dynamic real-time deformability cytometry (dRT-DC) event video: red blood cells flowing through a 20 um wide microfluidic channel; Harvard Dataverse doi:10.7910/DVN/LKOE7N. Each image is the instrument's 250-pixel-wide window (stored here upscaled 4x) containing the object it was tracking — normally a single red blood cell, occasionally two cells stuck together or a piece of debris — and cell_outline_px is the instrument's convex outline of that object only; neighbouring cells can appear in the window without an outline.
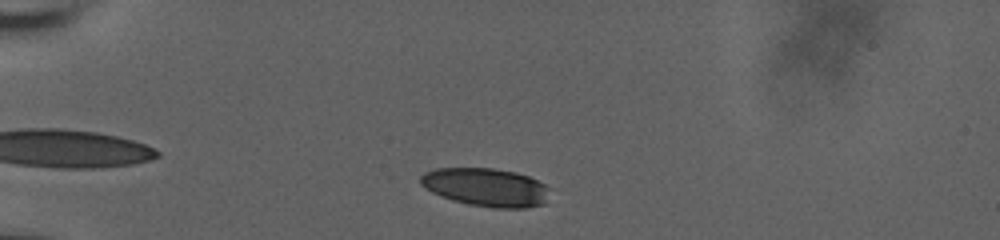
{"species": "human", "species_latin": "Homo sapiens", "temperature_condition": "room temperature", "stored_images_in_passage": 46, "camera_frame_rate_fps": 3000, "um_per_image_px": 0.085, "donor": {"sex": "male"}, "frame": {"image": 1, "passage_image": 4, "time_ms": 1.0, "image_size_px": [1000, 240], "cell_outline_px": [[548, 188], [544, 204], [524, 208], [492, 208], [468, 204], [452, 200], [432, 192], [420, 184], [420, 176], [424, 172], [436, 168], [492, 168], [516, 172], [528, 176], [544, 184]], "centroid_in_image_um": [41.27, 15.91], "position_along_channel_um": 43.7, "area_um2": 28.73}}
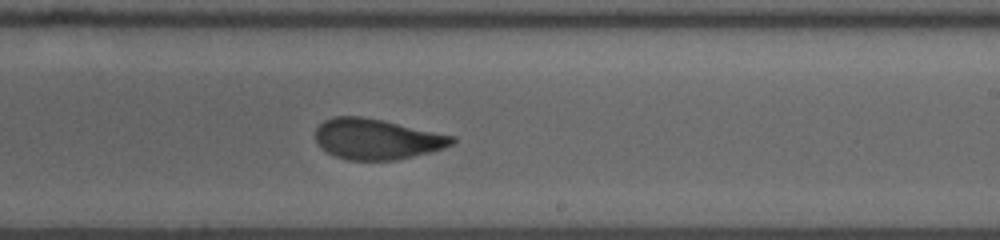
{"frame": {"image": 2, "passage_image": 25, "time_ms": 8.0, "image_size_px": [1000, 240], "cell_outline_px": [[456, 140], [452, 144], [444, 148], [432, 152], [396, 160], [348, 160], [336, 156], [320, 148], [316, 140], [316, 128], [324, 120], [332, 116], [360, 116], [380, 120], [456, 136]], "centroid_in_image_um": [32.03, 11.83], "position_along_channel_um": 257.0, "area_um2": 32.25}}
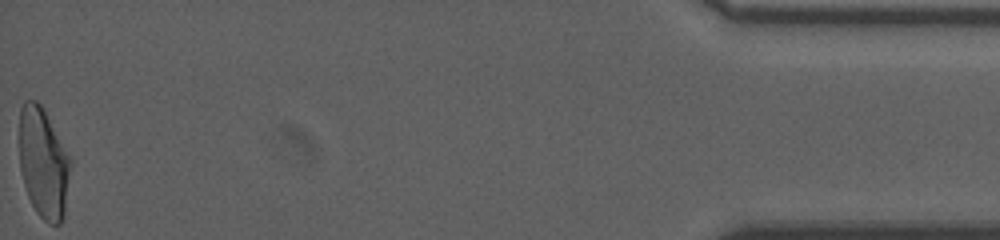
{"frame": {"image": 3, "passage_image": 46, "time_ms": 15.0, "image_size_px": [1000, 240], "cell_outline_px": [[72, 164], [64, 216], [60, 224], [48, 224], [36, 212], [28, 196], [20, 172], [20, 108], [24, 100], [36, 100], [44, 108], [72, 160]], "centroid_in_image_um": [3.71, 13.85], "position_along_channel_um": 431.5, "area_um2": 33.29}, "authors_computed_cell_mechanics": {"area_um2": 32.5703, "velocity_mm_per_s": 3.7281, "shape_relaxation_time_tau1_ms": 6.3632, "shape_relaxation_time_tau2_ms": 1.5445, "deformation_change_tau1": 0.1986, "deformation_change_tau2": 0.0866}}